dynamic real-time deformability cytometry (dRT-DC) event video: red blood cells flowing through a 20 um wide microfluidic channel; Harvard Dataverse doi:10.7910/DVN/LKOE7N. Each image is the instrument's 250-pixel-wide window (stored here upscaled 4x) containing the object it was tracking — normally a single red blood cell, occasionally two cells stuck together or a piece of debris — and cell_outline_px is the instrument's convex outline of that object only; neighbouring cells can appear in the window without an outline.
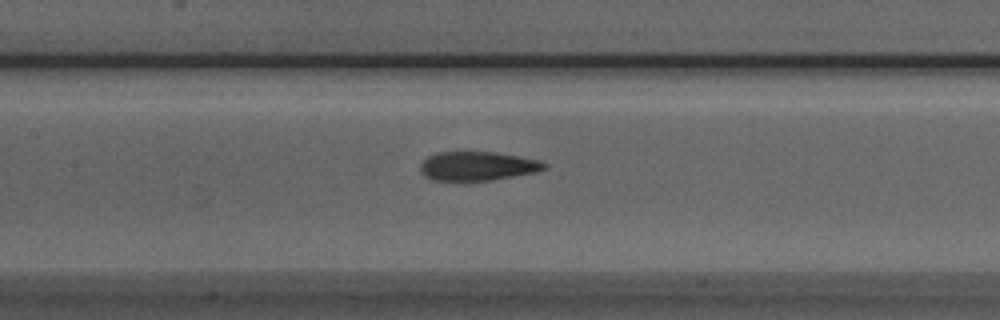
{"species": "Egyptian fruit bat (a non-hibernating species)", "species_latin": "Rousettus aegyptiacus", "temperature_condition": "room temperature", "stored_images_in_passage": 27, "camera_frame_rate_fps": 3000, "um_per_image_px": 0.085, "animal": {"sex": "male"}, "frame": {"image": 1, "passage_image": 8, "time_ms": 2.333, "image_size_px": [1000, 320], "cell_outline_px": [[548, 168], [536, 172], [488, 180], [432, 180], [424, 176], [420, 172], [420, 164], [428, 156], [436, 152], [496, 152], [536, 160], [548, 164]], "centroid_in_image_um": [40.55, 14.11], "position_along_channel_um": 166.9, "area_um2": 20.75}}
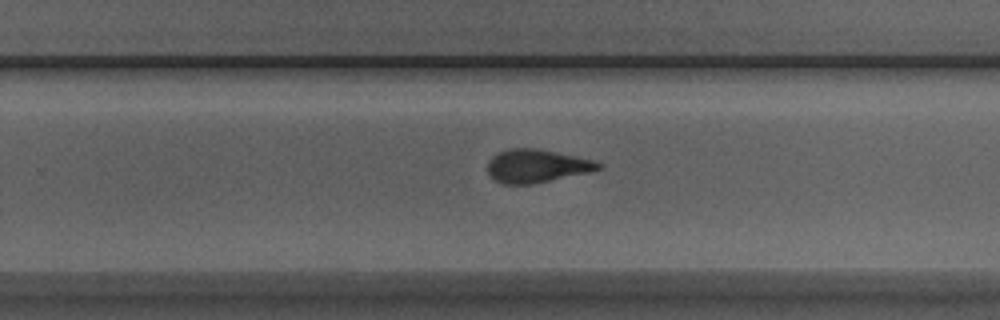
{"frame": {"image": 2, "passage_image": 17, "time_ms": 5.333, "image_size_px": [1000, 320], "cell_outline_px": [[604, 168], [588, 172], [532, 184], [504, 184], [496, 180], [488, 172], [488, 160], [496, 152], [508, 148], [536, 148], [576, 156], [592, 160], [604, 164]], "centroid_in_image_um": [45.61, 14.09], "position_along_channel_um": 284.2, "area_um2": 21.39}}
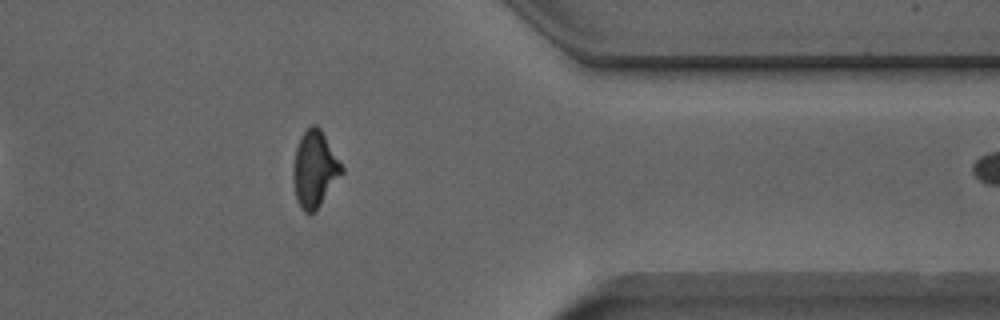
{"frame": {"image": 3, "passage_image": 26, "time_ms": 8.333, "image_size_px": [1000, 320], "cell_outline_px": [[344, 172], [316, 212], [304, 212], [300, 208], [296, 200], [292, 172], [292, 168], [296, 148], [300, 136], [312, 124], [316, 124], [320, 128], [344, 168]], "centroid_in_image_um": [26.74, 14.4], "position_along_channel_um": 384.7, "area_um2": 21.73}}